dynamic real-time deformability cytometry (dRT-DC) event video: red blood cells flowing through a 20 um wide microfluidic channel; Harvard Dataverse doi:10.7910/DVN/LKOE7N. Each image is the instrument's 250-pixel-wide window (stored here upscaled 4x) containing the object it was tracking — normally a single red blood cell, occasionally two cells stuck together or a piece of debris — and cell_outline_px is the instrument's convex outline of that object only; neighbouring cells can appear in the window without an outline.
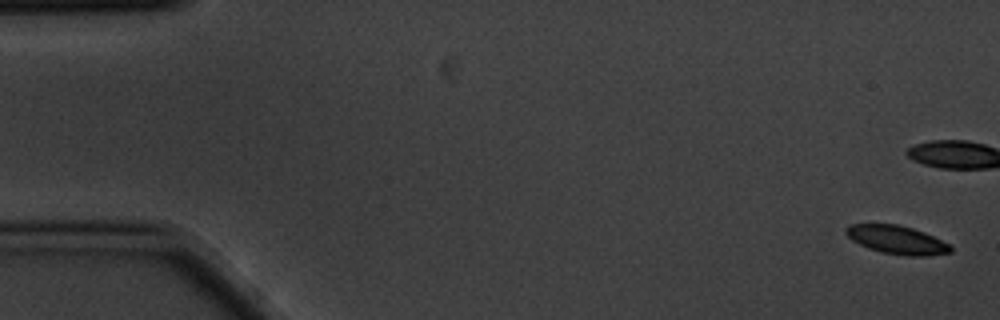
{"species": "common noctule bat (a hibernating species)", "species_latin": "Nyctalus noctula", "temperature_condition": "cold", "stored_images_in_passage": 7, "camera_frame_rate_fps": 3000, "um_per_image_px": 0.085, "animal": {"sex": "male", "body_mass_g": 20.1, "forearm_length_mm": 53.5}, "frame": {"image": 1, "passage_image": 1, "time_ms": 0.0, "image_size_px": [1000, 320], "cell_outline_px": [[952, 252], [928, 256], [908, 256], [880, 252], [868, 248], [852, 240], [844, 232], [844, 228], [848, 224], [896, 224], [912, 228], [924, 232], [948, 244], [952, 248]], "centroid_in_image_um": [76.2, 20.38], "position_along_channel_um": 8.8, "area_um2": 17.28}}